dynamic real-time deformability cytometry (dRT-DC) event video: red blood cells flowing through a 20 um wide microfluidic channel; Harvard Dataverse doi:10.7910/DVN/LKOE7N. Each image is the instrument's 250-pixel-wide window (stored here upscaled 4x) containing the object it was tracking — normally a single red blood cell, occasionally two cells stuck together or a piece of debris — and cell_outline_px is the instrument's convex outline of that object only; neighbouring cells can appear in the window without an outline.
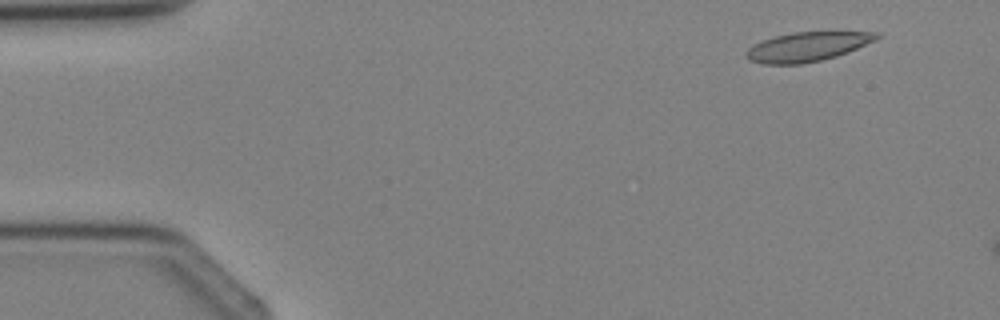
{"species": "Egyptian fruit bat (a non-hibernating species)", "species_latin": "Rousettus aegyptiacus", "temperature_condition": "cold", "stored_images_in_passage": 4, "segment_of_instrument_passage": [2, 2], "camera_frame_rate_fps": 3000, "um_per_image_px": 0.085, "animal": {"sex": "female"}, "frame": {"image": 1, "passage_image": 4, "time_ms": 3.667, "image_size_px": [1000, 320], "cell_outline_px": [[880, 36], [876, 40], [848, 52], [836, 56], [804, 64], [764, 64], [748, 60], [744, 56], [744, 52], [748, 48], [764, 40], [776, 36], [792, 32], [880, 32]], "centroid_in_image_um": [68.6, 3.98], "position_along_channel_um": 16.4, "area_um2": 22.2}}